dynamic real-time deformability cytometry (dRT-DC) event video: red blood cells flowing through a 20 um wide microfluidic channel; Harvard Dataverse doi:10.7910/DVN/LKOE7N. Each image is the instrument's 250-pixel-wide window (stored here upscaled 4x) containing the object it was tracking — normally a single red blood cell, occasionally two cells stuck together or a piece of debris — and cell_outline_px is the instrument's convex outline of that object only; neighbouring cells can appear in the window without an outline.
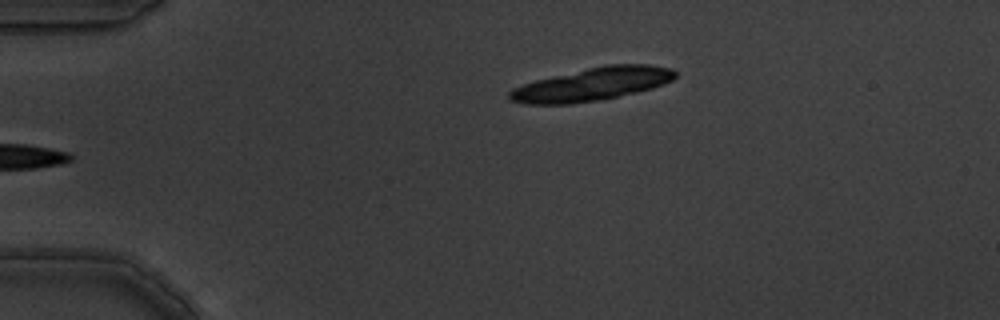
{"species": "common noctule bat (a hibernating species)", "species_latin": "Nyctalus noctula", "temperature_condition": "warm", "stored_images_in_passage": 5, "segment_of_instrument_passage": [2, 2], "camera_frame_rate_fps": 3000, "um_per_image_px": 0.085, "animal": {"sex": "male", "body_mass_g": 19.5, "forearm_length_mm": 54.6}, "frame": {"image": 1, "passage_image": 5, "time_ms": 1.333, "image_size_px": [1000, 320], "cell_outline_px": [[676, 76], [672, 80], [664, 84], [652, 88], [636, 92], [596, 100], [568, 104], [528, 104], [508, 100], [508, 92], [512, 88], [536, 80], [604, 64], [648, 64], [672, 68], [676, 72]], "centroid_in_image_um": [50.34, 7.15], "position_along_channel_um": 34.7, "area_um2": 31.67}}